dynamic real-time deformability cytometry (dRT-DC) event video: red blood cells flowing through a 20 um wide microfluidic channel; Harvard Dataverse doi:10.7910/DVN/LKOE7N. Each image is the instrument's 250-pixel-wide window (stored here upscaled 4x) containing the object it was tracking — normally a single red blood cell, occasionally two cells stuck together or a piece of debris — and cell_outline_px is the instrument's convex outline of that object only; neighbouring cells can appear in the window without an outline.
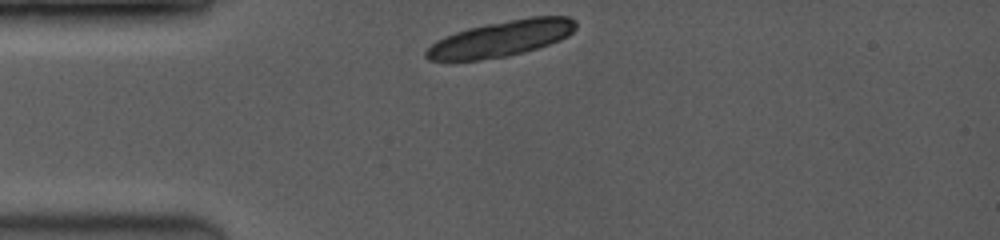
{"species": "common noctule bat (a hibernating species)", "species_latin": "Nyctalus noctula", "temperature_condition": "room temperature", "stored_images_in_passage": 1, "camera_frame_rate_fps": 3500, "um_per_image_px": 0.085, "animal": {"sex": "female", "body_mass_g": 19.0, "forearm_length_mm": 53.3}, "frame": {"image": 1, "passage_image": 1, "time_ms": 0.0, "image_size_px": [1000, 240], "cell_outline_px": [[576, 28], [568, 36], [560, 40], [524, 52], [508, 56], [480, 60], [428, 60], [424, 56], [424, 52], [436, 40], [444, 36], [468, 28], [488, 24], [532, 16], [568, 16], [576, 20]], "centroid_in_image_um": [42.6, 3.28], "position_along_channel_um": 42.4, "area_um2": 31.15}}